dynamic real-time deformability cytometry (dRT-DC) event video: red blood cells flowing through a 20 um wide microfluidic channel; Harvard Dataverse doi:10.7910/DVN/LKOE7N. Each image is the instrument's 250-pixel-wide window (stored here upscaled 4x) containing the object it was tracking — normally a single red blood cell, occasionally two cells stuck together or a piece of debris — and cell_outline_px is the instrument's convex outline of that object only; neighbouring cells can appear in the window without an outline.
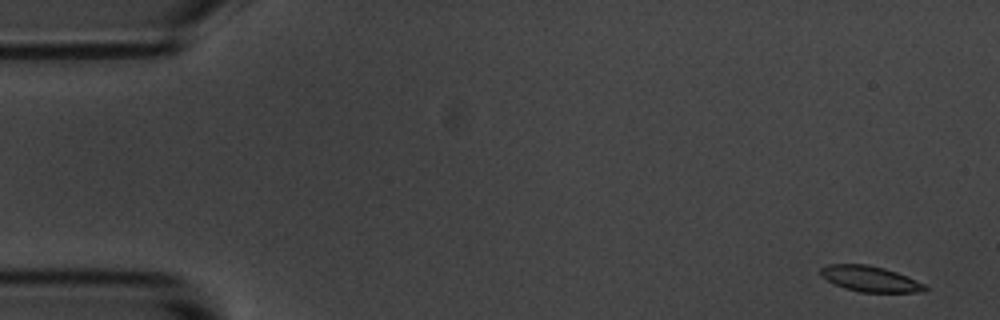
{"species": "common noctule bat (a hibernating species)", "species_latin": "Nyctalus noctula", "temperature_condition": "room temperature", "stored_images_in_passage": 54, "camera_frame_rate_fps": 3000, "um_per_image_px": 0.085, "animal": {"sex": "male", "body_mass_g": 20.1, "forearm_length_mm": 53.5}, "frame": {"image": 1, "passage_image": 1, "time_ms": 0.0, "image_size_px": [1000, 320], "cell_outline_px": [[928, 288], [924, 292], [860, 292], [844, 288], [820, 276], [820, 268], [828, 264], [868, 264], [884, 268], [896, 272], [916, 280], [924, 284]], "centroid_in_image_um": [73.95, 23.7], "position_along_channel_um": 11.1, "area_um2": 15.55}}
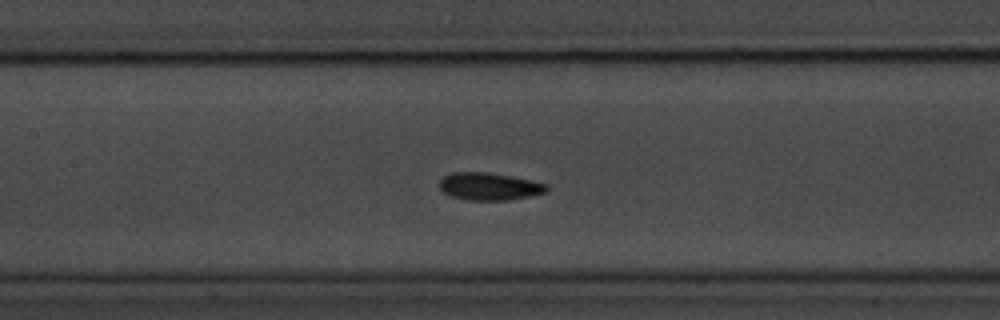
{"frame": {"image": 2, "passage_image": 24, "time_ms": 7.667, "image_size_px": [1000, 320], "cell_outline_px": [[548, 192], [508, 200], [464, 200], [448, 196], [440, 192], [440, 180], [444, 176], [452, 172], [488, 172], [532, 180], [548, 184]], "centroid_in_image_um": [41.55, 15.85], "position_along_channel_um": 165.8, "area_um2": 17.4}}
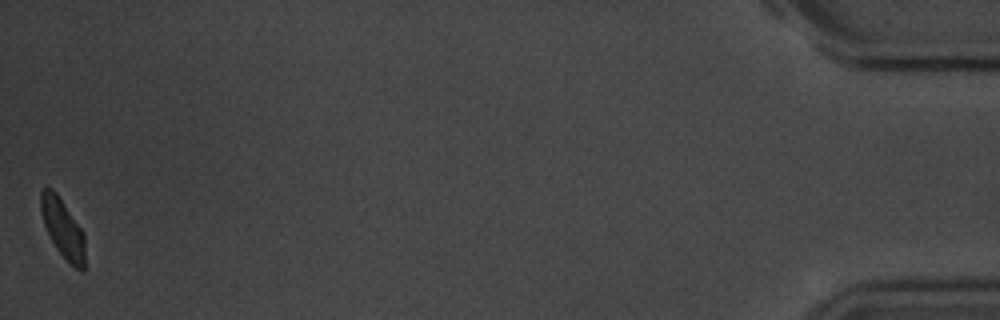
{"frame": {"image": 3, "passage_image": 54, "time_ms": 17.667, "image_size_px": [1000, 320], "cell_outline_px": [[84, 272], [80, 272], [56, 248], [44, 224], [40, 208], [40, 192], [44, 188], [52, 188], [56, 192], [84, 232]], "centroid_in_image_um": [5.34, 19.38], "position_along_channel_um": 429.9, "area_um2": 14.91}, "authors_computed_cell_mechanics": {"area_um2": 16.5886, "velocity_mm_per_s": 3.6071, "shape_relaxation_time_tau1_ms": 2.1288, "shape_relaxation_time_tau2_ms": 1.9032, "deformation_change_tau1": 0.0845, "deformation_change_tau2": 0.0671}}